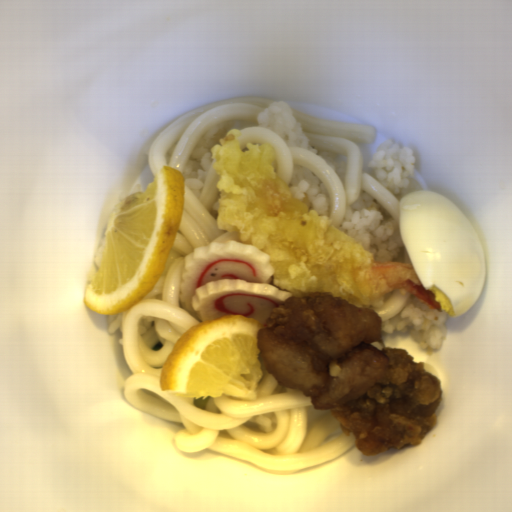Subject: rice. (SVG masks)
<instances>
[{
    "instance_id": "1",
    "label": "rice",
    "mask_w": 512,
    "mask_h": 512,
    "mask_svg": "<svg viewBox=\"0 0 512 512\" xmlns=\"http://www.w3.org/2000/svg\"><path fill=\"white\" fill-rule=\"evenodd\" d=\"M338 229L372 254L376 262L404 263L398 225L371 194L361 192L358 200L346 208Z\"/></svg>"
},
{
    "instance_id": "2",
    "label": "rice",
    "mask_w": 512,
    "mask_h": 512,
    "mask_svg": "<svg viewBox=\"0 0 512 512\" xmlns=\"http://www.w3.org/2000/svg\"><path fill=\"white\" fill-rule=\"evenodd\" d=\"M449 317L409 294L405 308L396 316L381 321V333H407L410 341L426 353L443 348L448 332Z\"/></svg>"
},
{
    "instance_id": "3",
    "label": "rice",
    "mask_w": 512,
    "mask_h": 512,
    "mask_svg": "<svg viewBox=\"0 0 512 512\" xmlns=\"http://www.w3.org/2000/svg\"><path fill=\"white\" fill-rule=\"evenodd\" d=\"M256 123L258 127H265L274 132L288 147L301 148L319 156L337 178L345 183L346 160L344 155L314 147L287 101L275 100L258 112Z\"/></svg>"
},
{
    "instance_id": "4",
    "label": "rice",
    "mask_w": 512,
    "mask_h": 512,
    "mask_svg": "<svg viewBox=\"0 0 512 512\" xmlns=\"http://www.w3.org/2000/svg\"><path fill=\"white\" fill-rule=\"evenodd\" d=\"M367 166L381 186L390 193L399 195L412 183L416 154L414 149L402 147L392 138H387L377 146Z\"/></svg>"
},
{
    "instance_id": "5",
    "label": "rice",
    "mask_w": 512,
    "mask_h": 512,
    "mask_svg": "<svg viewBox=\"0 0 512 512\" xmlns=\"http://www.w3.org/2000/svg\"><path fill=\"white\" fill-rule=\"evenodd\" d=\"M236 129L234 121H221L209 126L198 138L183 171L182 180L194 195L204 192L206 176L213 164L211 147Z\"/></svg>"
},
{
    "instance_id": "6",
    "label": "rice",
    "mask_w": 512,
    "mask_h": 512,
    "mask_svg": "<svg viewBox=\"0 0 512 512\" xmlns=\"http://www.w3.org/2000/svg\"><path fill=\"white\" fill-rule=\"evenodd\" d=\"M289 187L299 200L309 201L311 207L330 221L331 202L329 193L321 179L301 165L293 168Z\"/></svg>"
},
{
    "instance_id": "7",
    "label": "rice",
    "mask_w": 512,
    "mask_h": 512,
    "mask_svg": "<svg viewBox=\"0 0 512 512\" xmlns=\"http://www.w3.org/2000/svg\"><path fill=\"white\" fill-rule=\"evenodd\" d=\"M123 312L117 314H109L107 318V328L109 334H115L122 328Z\"/></svg>"
},
{
    "instance_id": "8",
    "label": "rice",
    "mask_w": 512,
    "mask_h": 512,
    "mask_svg": "<svg viewBox=\"0 0 512 512\" xmlns=\"http://www.w3.org/2000/svg\"><path fill=\"white\" fill-rule=\"evenodd\" d=\"M105 237L100 241L95 251V262L98 269L101 267Z\"/></svg>"
}]
</instances>
